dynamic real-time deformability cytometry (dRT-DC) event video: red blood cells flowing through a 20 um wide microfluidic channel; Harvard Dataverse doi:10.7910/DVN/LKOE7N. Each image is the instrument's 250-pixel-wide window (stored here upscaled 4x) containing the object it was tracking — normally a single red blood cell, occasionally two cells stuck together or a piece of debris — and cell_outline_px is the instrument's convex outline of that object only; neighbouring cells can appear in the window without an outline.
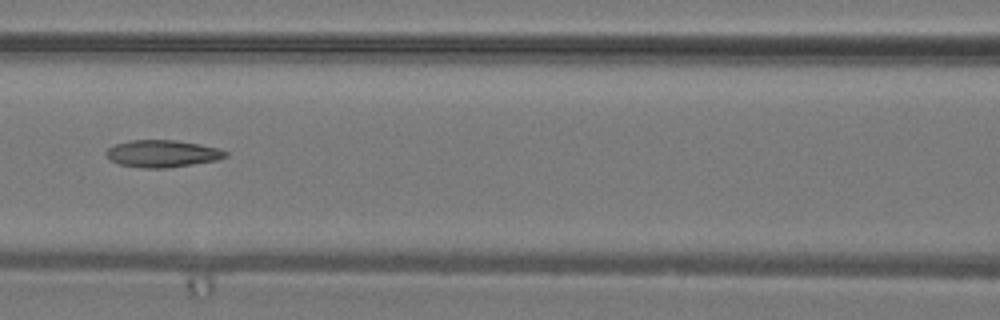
{"species": "common noctule bat (a hibernating species)", "species_latin": "Nyctalus noctula", "temperature_condition": "warm", "stored_images_in_passage": 31, "camera_frame_rate_fps": 3000, "um_per_image_px": 0.085, "animal": {"sex": "male", "body_mass_g": 19.2, "forearm_length_mm": 51.8}, "frame": {"image": 1, "passage_image": 13, "time_ms": 4.0, "image_size_px": [1000, 320], "cell_outline_px": [[228, 156], [216, 160], [192, 164], [164, 168], [144, 168], [120, 164], [112, 160], [104, 152], [108, 148], [116, 144], [132, 140], [176, 140], [200, 144], [220, 148], [228, 152]], "centroid_in_image_um": [13.84, 13.05], "position_along_channel_um": 152.8, "area_um2": 18.73}}
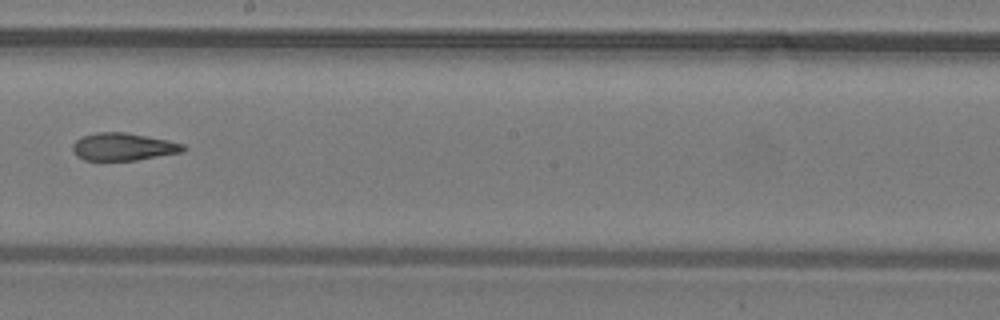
{"frame": {"image": 2, "passage_image": 18, "time_ms": 5.667, "image_size_px": [1000, 320], "cell_outline_px": [[188, 148], [184, 152], [136, 160], [84, 160], [76, 156], [72, 152], [72, 144], [80, 136], [96, 132], [128, 132], [168, 140], [184, 144]], "centroid_in_image_um": [10.47, 12.47], "position_along_channel_um": 237.7, "area_um2": 18.09}}